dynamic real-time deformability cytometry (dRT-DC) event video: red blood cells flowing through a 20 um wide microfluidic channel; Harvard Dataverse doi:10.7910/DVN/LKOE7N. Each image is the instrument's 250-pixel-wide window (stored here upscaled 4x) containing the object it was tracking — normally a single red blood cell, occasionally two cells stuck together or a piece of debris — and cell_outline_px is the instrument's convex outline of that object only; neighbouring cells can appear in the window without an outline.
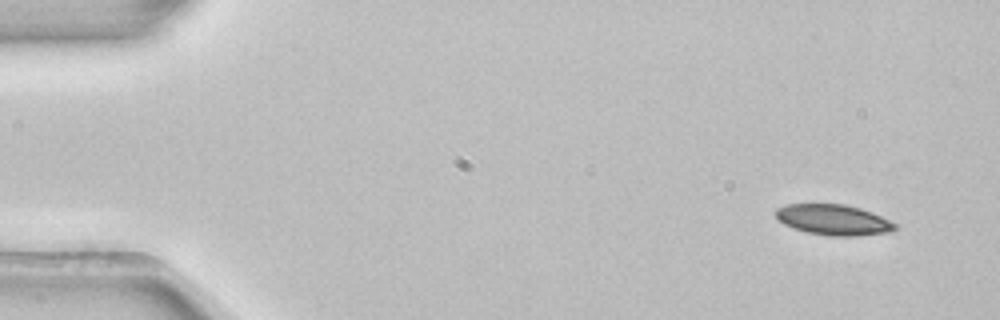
{"species": "common noctule bat (a hibernating species)", "species_latin": "Nyctalus noctula", "temperature_condition": "room temperature", "stored_images_in_passage": 4, "camera_frame_rate_fps": 3000, "um_per_image_px": 0.085, "animal": {"sex": "female", "body_mass_g": 22.7, "forearm_length_mm": 54.2}, "frame": {"image": 1, "passage_image": 1, "time_ms": 0.0, "image_size_px": [1000, 320], "cell_outline_px": [[896, 228], [892, 232], [852, 236], [832, 236], [808, 232], [792, 228], [784, 224], [776, 216], [776, 208], [788, 204], [844, 204], [860, 208], [872, 212], [896, 224]], "centroid_in_image_um": [70.84, 18.68], "position_along_channel_um": 14.2, "area_um2": 21.1}}
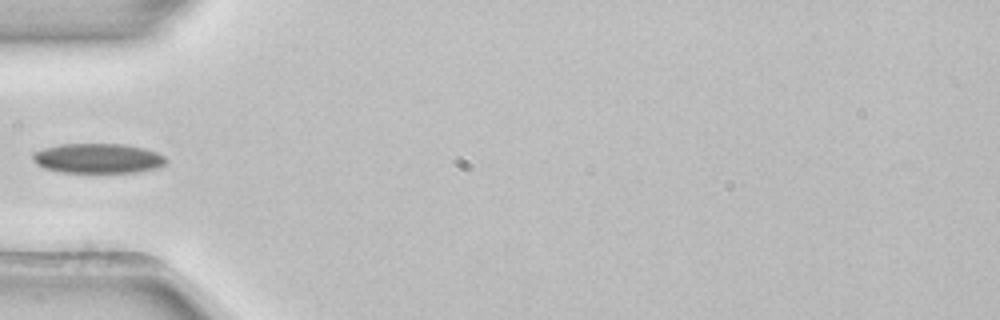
{"frame": {"image": 2, "passage_image": 4, "time_ms": 1.0, "image_size_px": [1000, 320], "cell_outline_px": [[168, 160], [164, 164], [156, 168], [136, 172], [60, 172], [44, 168], [36, 164], [32, 160], [32, 152], [44, 148], [60, 144], [124, 144], [144, 148], [156, 152], [164, 156]], "centroid_in_image_um": [8.29, 13.45], "position_along_channel_um": 76.7, "area_um2": 23.18}}